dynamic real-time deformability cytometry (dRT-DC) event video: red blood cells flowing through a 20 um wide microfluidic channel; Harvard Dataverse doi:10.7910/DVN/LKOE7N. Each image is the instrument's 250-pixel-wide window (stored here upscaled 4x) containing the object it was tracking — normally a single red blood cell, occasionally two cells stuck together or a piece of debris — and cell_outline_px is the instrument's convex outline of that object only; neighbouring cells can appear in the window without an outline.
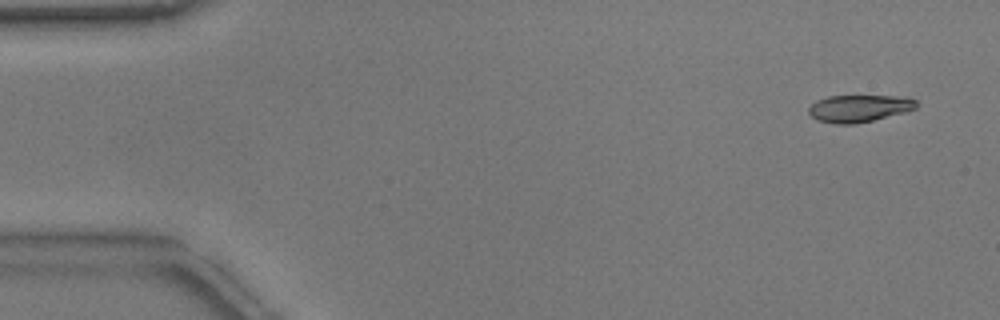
{"species": "common noctule bat (a hibernating species)", "species_latin": "Nyctalus noctula", "temperature_condition": "warm", "stored_images_in_passage": 51, "camera_frame_rate_fps": 3000, "um_per_image_px": 0.085, "animal": {"sex": "male", "body_mass_g": 17.9}, "frame": {"image": 1, "passage_image": 1, "time_ms": 0.0, "image_size_px": [1000, 320], "cell_outline_px": [[920, 104], [916, 108], [908, 112], [856, 124], [836, 124], [816, 120], [808, 112], [808, 108], [816, 100], [828, 96], [908, 96], [916, 100]], "centroid_in_image_um": [73.08, 9.21], "position_along_channel_um": 11.9, "area_um2": 17.4}}
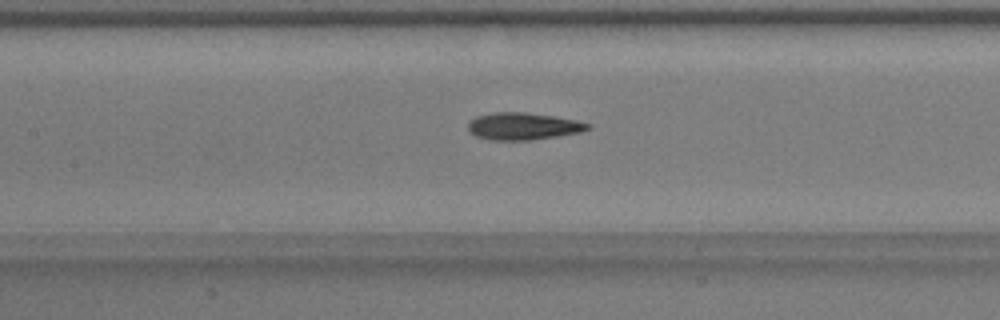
{"frame": {"image": 2, "passage_image": 22, "time_ms": 7.0, "image_size_px": [1000, 320], "cell_outline_px": [[592, 128], [580, 132], [532, 140], [492, 140], [476, 136], [468, 132], [468, 120], [476, 116], [492, 112], [524, 112], [552, 116], [576, 120], [592, 124]], "centroid_in_image_um": [44.44, 10.72], "position_along_channel_um": 163.0, "area_um2": 19.07}}
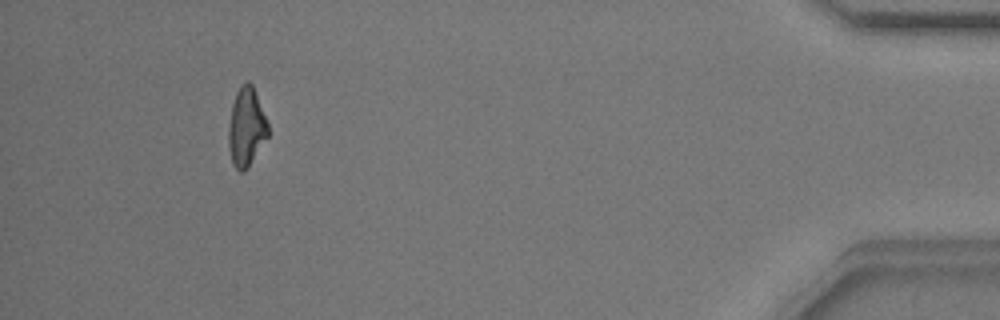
{"frame": {"image": 3, "passage_image": 47, "time_ms": 15.333, "image_size_px": [1000, 320], "cell_outline_px": [[268, 136], [248, 168], [244, 172], [240, 172], [232, 164], [228, 148], [228, 128], [232, 104], [236, 92], [240, 84], [248, 80], [252, 84], [268, 124]], "centroid_in_image_um": [20.92, 10.82], "position_along_channel_um": 414.3, "area_um2": 18.21}, "authors_computed_cell_mechanics": {"area_um2": 18.6116, "velocity_mm_per_s": 3.8106, "shape_relaxation_time_tau1_ms": 4.7169, "shape_relaxation_time_tau2_ms": 2.2409, "deformation_change_tau1": 0.1783, "deformation_change_tau2": 0.112}}